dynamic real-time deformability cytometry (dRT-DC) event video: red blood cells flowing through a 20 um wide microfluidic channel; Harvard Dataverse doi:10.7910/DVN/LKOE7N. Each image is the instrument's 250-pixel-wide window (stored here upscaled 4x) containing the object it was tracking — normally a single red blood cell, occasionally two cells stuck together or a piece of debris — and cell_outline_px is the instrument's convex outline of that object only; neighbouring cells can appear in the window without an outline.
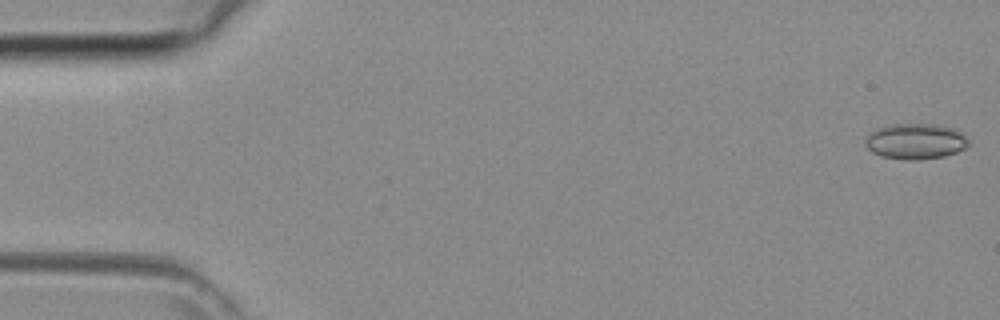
{"species": "common noctule bat (a hibernating species)", "species_latin": "Nyctalus noctula", "temperature_condition": "room temperature", "stored_images_in_passage": 14, "camera_frame_rate_fps": 3000, "um_per_image_px": 0.085, "animal": {"sex": "female", "body_mass_g": 29.2, "forearm_length_mm": 56.3}, "frame": {"image": 1, "passage_image": 1, "time_ms": 0.0, "image_size_px": [1000, 320], "cell_outline_px": [[968, 144], [964, 148], [956, 152], [944, 156], [920, 160], [904, 160], [880, 156], [872, 152], [864, 144], [864, 140], [868, 132], [876, 128], [892, 124], [932, 124], [952, 128], [968, 136]], "centroid_in_image_um": [77.77, 12.02], "position_along_channel_um": 7.2, "area_um2": 21.68}}